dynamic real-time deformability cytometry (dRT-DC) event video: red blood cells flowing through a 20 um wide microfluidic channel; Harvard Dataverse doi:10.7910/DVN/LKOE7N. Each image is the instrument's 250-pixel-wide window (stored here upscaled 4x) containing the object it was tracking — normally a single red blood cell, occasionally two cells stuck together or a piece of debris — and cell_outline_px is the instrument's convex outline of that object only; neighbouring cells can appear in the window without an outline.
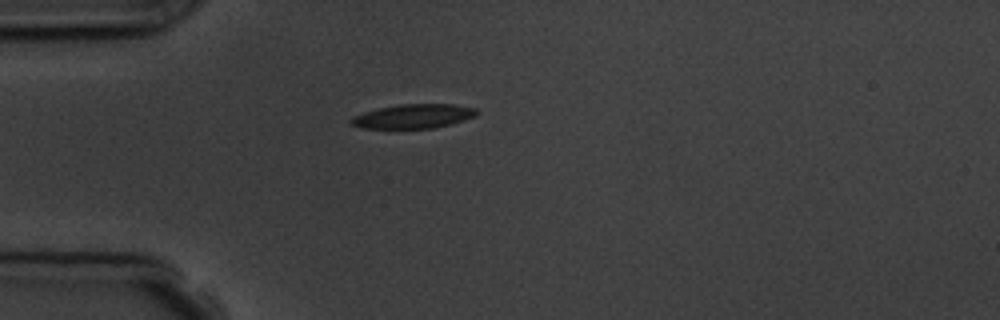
{"species": "common noctule bat (a hibernating species)", "species_latin": "Nyctalus noctula", "temperature_condition": "room temperature", "stored_images_in_passage": 1, "camera_frame_rate_fps": 3000, "um_per_image_px": 0.085, "animal": {"sex": "male", "body_mass_g": 19.5, "forearm_length_mm": 54.6}, "frame": {"image": 1, "passage_image": 1, "time_ms": 0.0, "image_size_px": [1000, 320], "cell_outline_px": [[480, 112], [476, 116], [452, 124], [432, 128], [360, 128], [348, 124], [348, 120], [352, 116], [364, 112], [380, 108], [400, 104], [452, 104], [476, 108]], "centroid_in_image_um": [35.12, 9.88], "position_along_channel_um": 49.9, "area_um2": 17.86}}